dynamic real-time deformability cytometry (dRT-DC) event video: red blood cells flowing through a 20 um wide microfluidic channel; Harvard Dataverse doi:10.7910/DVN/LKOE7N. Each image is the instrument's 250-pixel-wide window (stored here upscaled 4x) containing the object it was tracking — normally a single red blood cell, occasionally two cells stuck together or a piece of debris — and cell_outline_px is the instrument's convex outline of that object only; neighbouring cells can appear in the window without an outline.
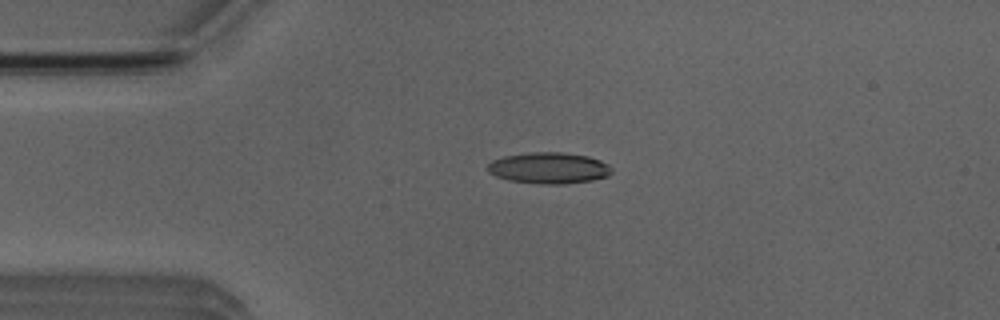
{"species": "Egyptian fruit bat (a non-hibernating species)", "species_latin": "Rousettus aegyptiacus", "temperature_condition": "room temperature", "stored_images_in_passage": 3, "camera_frame_rate_fps": 3000, "um_per_image_px": 0.085, "animal": {"sex": "male"}, "frame": {"image": 1, "passage_image": 3, "time_ms": 2.0, "image_size_px": [1000, 320], "cell_outline_px": [[612, 172], [608, 176], [592, 180], [560, 184], [540, 184], [508, 180], [496, 176], [488, 172], [488, 164], [492, 160], [504, 156], [532, 152], [560, 152], [588, 156], [600, 160], [608, 164], [612, 168]], "centroid_in_image_um": [46.66, 14.28], "position_along_channel_um": 38.3, "area_um2": 22.54}}